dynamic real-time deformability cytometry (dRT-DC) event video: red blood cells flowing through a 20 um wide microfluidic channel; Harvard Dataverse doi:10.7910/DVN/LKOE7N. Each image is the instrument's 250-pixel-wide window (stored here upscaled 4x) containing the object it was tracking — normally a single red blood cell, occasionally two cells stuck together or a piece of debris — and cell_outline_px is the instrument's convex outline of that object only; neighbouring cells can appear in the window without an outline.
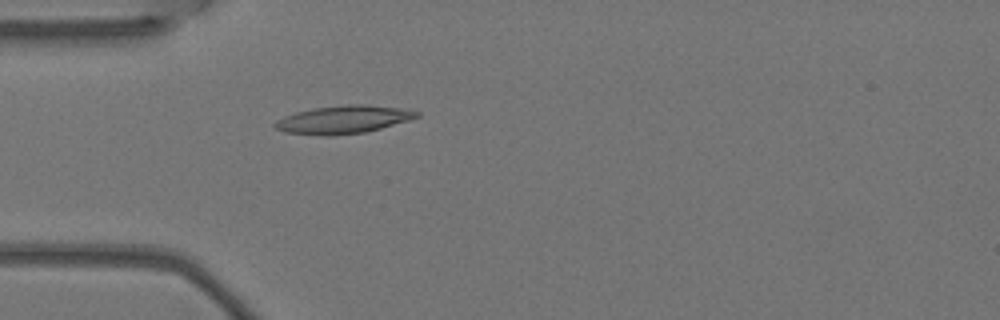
{"species": "Egyptian fruit bat (a non-hibernating species)", "species_latin": "Rousettus aegyptiacus", "temperature_condition": "warm", "stored_images_in_passage": 4, "camera_frame_rate_fps": 3000, "um_per_image_px": 0.085, "animal": {"sex": "female"}, "frame": {"image": 1, "passage_image": 4, "time_ms": 1.0, "image_size_px": [1000, 320], "cell_outline_px": [[420, 116], [408, 120], [380, 128], [364, 132], [332, 136], [324, 136], [284, 132], [276, 128], [272, 124], [276, 120], [284, 116], [296, 112], [312, 108], [348, 104], [368, 104], [396, 108], [420, 112]], "centroid_in_image_um": [29.12, 10.16], "position_along_channel_um": 55.9, "area_um2": 23.0}}